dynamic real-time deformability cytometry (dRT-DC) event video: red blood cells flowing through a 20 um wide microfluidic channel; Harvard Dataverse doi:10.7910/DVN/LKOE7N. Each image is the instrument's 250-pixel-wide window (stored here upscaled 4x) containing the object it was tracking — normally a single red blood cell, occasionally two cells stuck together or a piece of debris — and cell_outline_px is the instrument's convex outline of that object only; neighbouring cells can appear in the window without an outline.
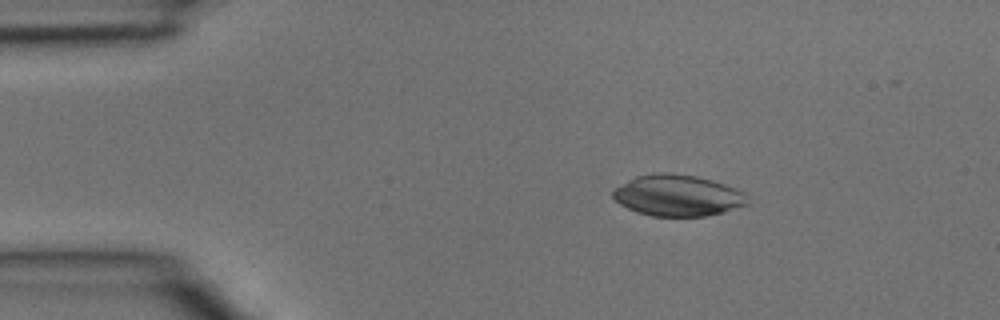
{"species": "common noctule bat (a hibernating species)", "species_latin": "Nyctalus noctula", "temperature_condition": "room temperature", "stored_images_in_passage": 35, "camera_frame_rate_fps": 3000, "um_per_image_px": 0.085, "animal": {"sex": "male", "body_mass_g": 15.6}, "frame": {"image": 1, "passage_image": 3, "time_ms": 0.667, "image_size_px": [1000, 320], "cell_outline_px": [[752, 204], [724, 212], [704, 216], [652, 216], [636, 212], [620, 204], [612, 196], [612, 188], [636, 176], [660, 172], [664, 172], [696, 176], [712, 180], [724, 184], [744, 192]], "centroid_in_image_um": [57.62, 16.62], "position_along_channel_um": 27.4, "area_um2": 32.6}}
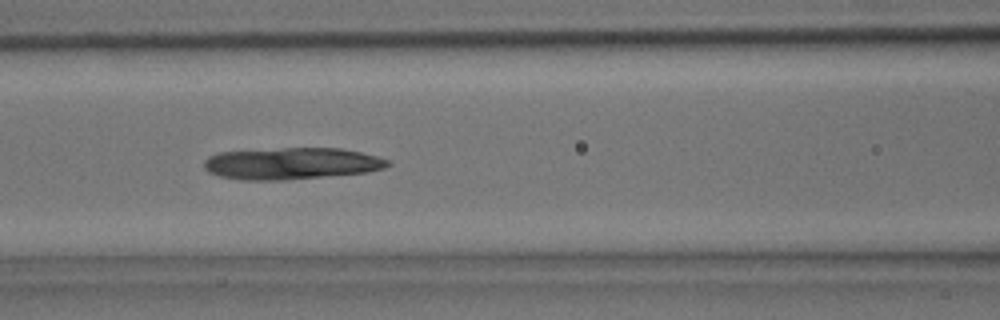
{"frame": {"image": 2, "passage_image": 13, "time_ms": 4.0, "image_size_px": [1000, 320], "cell_outline_px": [[392, 164], [384, 168], [368, 172], [284, 180], [240, 180], [220, 176], [208, 172], [204, 168], [204, 160], [208, 156], [220, 152], [280, 148], [340, 148], [360, 152], [376, 156], [388, 160]], "centroid_in_image_um": [24.76, 13.9], "position_along_channel_um": 141.8, "area_um2": 34.04}}
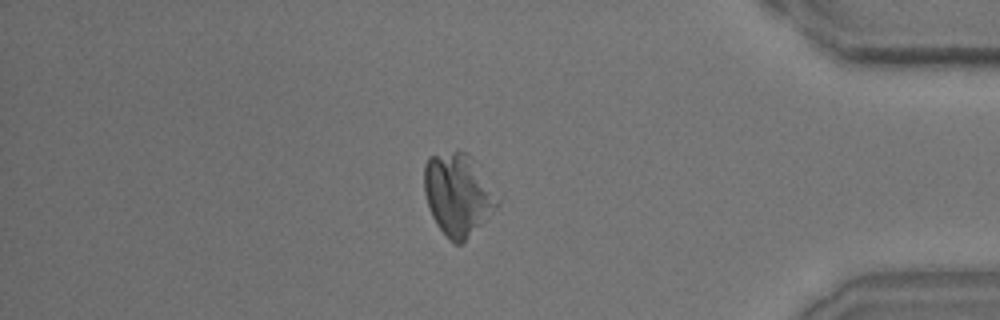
{"frame": {"image": 3, "passage_image": 30, "time_ms": 9.667, "image_size_px": [1000, 320], "cell_outline_px": [[500, 204], [460, 244], [456, 244], [436, 224], [428, 208], [424, 192], [424, 164], [428, 156], [456, 152], [468, 152], [500, 200]], "centroid_in_image_um": [38.89, 16.5], "position_along_channel_um": 396.3, "area_um2": 34.22}}